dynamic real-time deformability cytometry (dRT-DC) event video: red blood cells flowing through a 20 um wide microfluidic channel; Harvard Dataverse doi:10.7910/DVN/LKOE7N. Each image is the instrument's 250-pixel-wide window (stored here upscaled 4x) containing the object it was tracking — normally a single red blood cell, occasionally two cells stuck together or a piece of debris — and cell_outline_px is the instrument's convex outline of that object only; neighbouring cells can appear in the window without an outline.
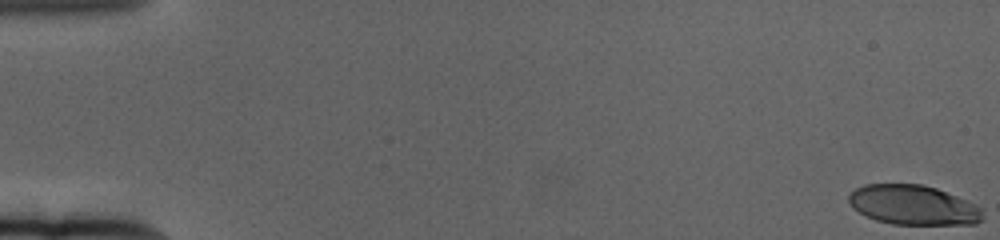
{"species": "human", "species_latin": "Homo sapiens", "temperature_condition": "cold", "stored_images_in_passage": 62, "camera_frame_rate_fps": 3000, "um_per_image_px": 0.085, "donor": {"sex": "female"}, "frame": {"image": 1, "passage_image": 1, "time_ms": 0.0, "image_size_px": [1000, 240], "cell_outline_px": [[984, 216], [976, 224], [892, 224], [876, 220], [852, 208], [848, 200], [848, 196], [856, 188], [864, 184], [920, 184], [936, 188], [976, 204], [980, 208]], "centroid_in_image_um": [77.62, 17.42], "position_along_channel_um": 7.4, "area_um2": 30.81}}
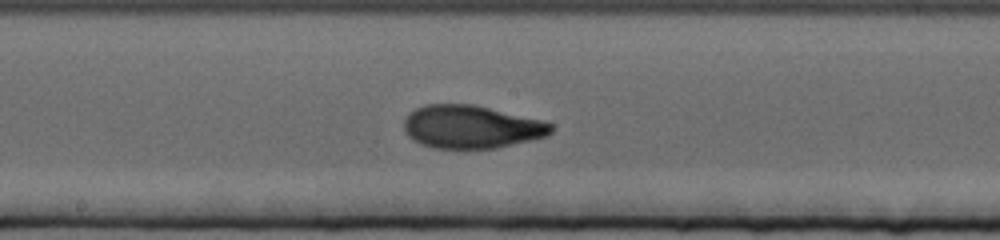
{"frame": {"image": 2, "passage_image": 34, "time_ms": 11.0, "image_size_px": [1000, 240], "cell_outline_px": [[552, 132], [548, 136], [496, 148], [464, 152], [432, 148], [420, 144], [412, 140], [408, 136], [404, 128], [404, 120], [408, 112], [424, 104], [472, 104], [544, 120], [552, 124]], "centroid_in_image_um": [40.03, 10.82], "position_along_channel_um": 208.2, "area_um2": 38.03}}
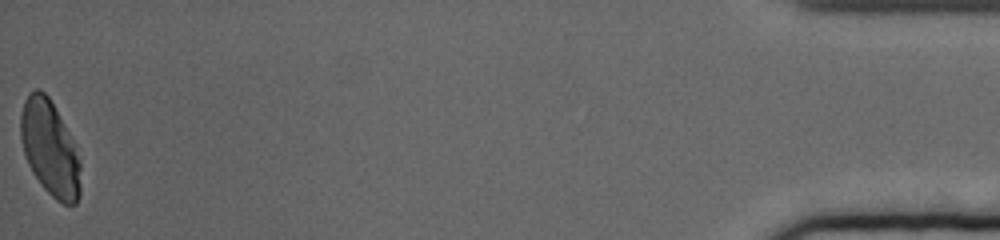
{"frame": {"image": 3, "passage_image": 62, "time_ms": 20.333, "image_size_px": [1000, 240], "cell_outline_px": [[80, 196], [76, 204], [64, 204], [56, 200], [40, 184], [32, 172], [28, 164], [24, 152], [20, 136], [20, 116], [24, 100], [28, 92], [36, 88], [40, 88], [48, 96], [68, 132], [72, 140], [80, 160]], "centroid_in_image_um": [4.22, 12.6], "position_along_channel_um": 431.0, "area_um2": 33.18}, "authors_computed_cell_mechanics": {"area_um2": 35.1135, "velocity_mm_per_s": 3.3486, "shape_relaxation_time_tau1_ms": 4.4548, "shape_relaxation_time_tau2_ms": 1.1329, "deformation_change_tau1": 0.2133, "deformation_change_tau2": 0.0612}}